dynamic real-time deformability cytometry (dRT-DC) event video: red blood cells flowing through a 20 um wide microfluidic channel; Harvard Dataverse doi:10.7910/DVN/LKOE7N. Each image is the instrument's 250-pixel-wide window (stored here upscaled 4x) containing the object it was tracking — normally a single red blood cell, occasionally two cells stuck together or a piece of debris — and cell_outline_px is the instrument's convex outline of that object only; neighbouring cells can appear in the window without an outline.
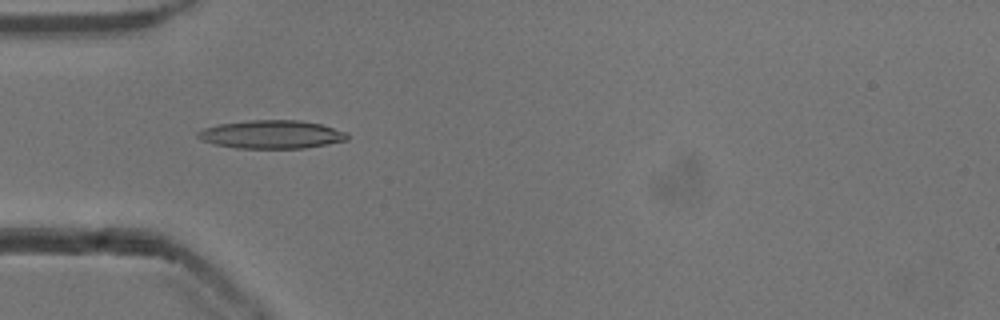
{"species": "common noctule bat (a hibernating species)", "species_latin": "Nyctalus noctula", "temperature_condition": "cold", "stored_images_in_passage": 40, "camera_frame_rate_fps": 3000, "um_per_image_px": 0.085, "animal": {"sex": "male", "body_mass_g": 13.3}, "frame": {"image": 1, "passage_image": 4, "time_ms": 1.0, "image_size_px": [1000, 320], "cell_outline_px": [[348, 140], [328, 144], [304, 148], [236, 148], [216, 144], [204, 140], [196, 136], [196, 132], [204, 128], [220, 124], [248, 120], [300, 120], [320, 124], [348, 132]], "centroid_in_image_um": [23.12, 11.42], "position_along_channel_um": 61.9, "area_um2": 24.57}}
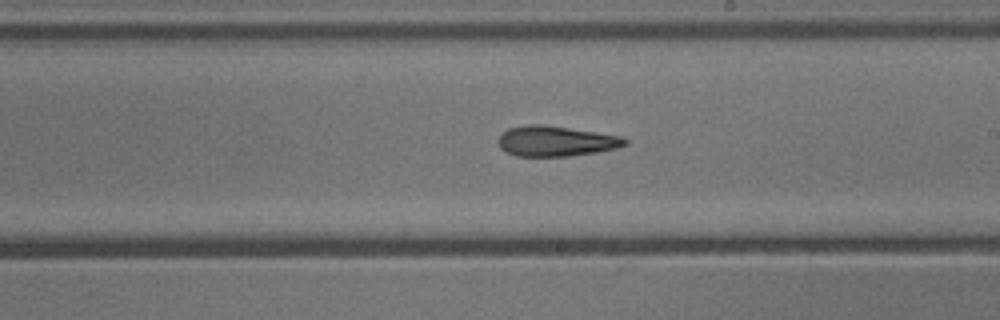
{"frame": {"image": 2, "passage_image": 18, "time_ms": 5.667, "image_size_px": [1000, 320], "cell_outline_px": [[628, 144], [616, 148], [596, 152], [568, 156], [516, 156], [500, 148], [496, 140], [508, 128], [528, 124], [544, 124], [624, 136], [628, 140]], "centroid_in_image_um": [47.26, 11.98], "position_along_channel_um": 241.7, "area_um2": 22.54}}
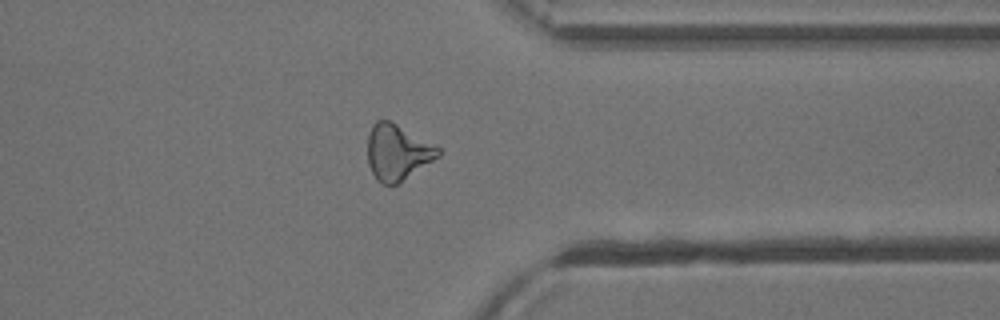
{"frame": {"image": 3, "passage_image": 29, "time_ms": 9.333, "image_size_px": [1000, 320], "cell_outline_px": [[440, 156], [400, 184], [380, 184], [376, 180], [368, 164], [368, 132], [372, 124], [376, 120], [392, 120], [436, 144], [440, 148]], "centroid_in_image_um": [33.8, 12.93], "position_along_channel_um": 377.6, "area_um2": 23.64}, "authors_computed_cell_mechanics": {"area_um2": 22.7154, "velocity_mm_per_s": 3.8766, "shape_relaxation_time_tau1_ms": 6.6952, "shape_relaxation_time_tau2_ms": 5.4689, "deformation_change_tau1": 0.1924, "deformation_change_tau2": 0.185}}